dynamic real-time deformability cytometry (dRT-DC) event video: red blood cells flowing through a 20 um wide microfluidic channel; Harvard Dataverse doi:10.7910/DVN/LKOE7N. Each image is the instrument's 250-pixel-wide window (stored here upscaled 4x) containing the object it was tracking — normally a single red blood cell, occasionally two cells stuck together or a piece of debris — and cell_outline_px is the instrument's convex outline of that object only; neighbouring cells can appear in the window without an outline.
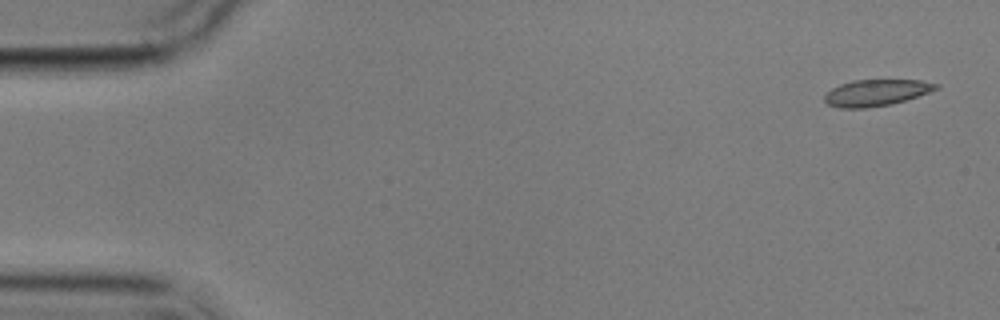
{"species": "common noctule bat (a hibernating species)", "species_latin": "Nyctalus noctula", "temperature_condition": "cold", "stored_images_in_passage": 4, "camera_frame_rate_fps": 3000, "um_per_image_px": 0.085, "animal": {"sex": "male", "body_mass_g": 17.9}, "frame": {"image": 1, "passage_image": 1, "time_ms": 0.0, "image_size_px": [1000, 320], "cell_outline_px": [[940, 88], [892, 104], [864, 108], [840, 108], [828, 104], [824, 100], [824, 96], [832, 88], [840, 84], [852, 80], [920, 80], [940, 84]], "centroid_in_image_um": [74.47, 7.87], "position_along_channel_um": 10.5, "area_um2": 17.05}}